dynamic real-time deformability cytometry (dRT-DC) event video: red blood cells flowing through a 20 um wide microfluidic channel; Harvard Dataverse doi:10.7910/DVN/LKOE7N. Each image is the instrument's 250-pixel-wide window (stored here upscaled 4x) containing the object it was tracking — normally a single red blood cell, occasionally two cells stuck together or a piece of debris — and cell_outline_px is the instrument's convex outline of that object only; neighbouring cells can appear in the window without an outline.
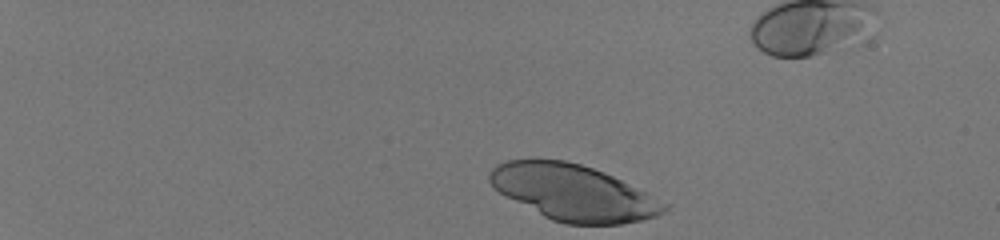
{"species": "human", "species_latin": "Homo sapiens", "temperature_condition": "room temperature", "stored_images_in_passage": 39, "camera_frame_rate_fps": 3000, "um_per_image_px": 0.085, "donor": {"sex": "male"}, "frame": {"image": 1, "passage_image": 1, "time_ms": 0.0, "image_size_px": [1000, 240], "cell_outline_px": [[668, 208], [664, 212], [656, 216], [640, 220], [620, 224], [564, 224], [552, 220], [544, 216], [492, 188], [488, 180], [488, 172], [496, 164], [508, 160], [532, 156], [564, 160], [580, 164], [604, 172], [668, 204]], "centroid_in_image_um": [48.65, 16.33], "position_along_channel_um": 36.4, "area_um2": 56.93}}
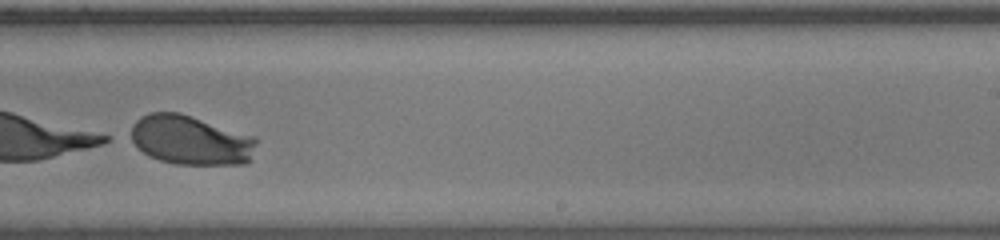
{"frame": {"image": 2, "passage_image": 28, "time_ms": 9.0, "image_size_px": [1000, 240], "cell_outline_px": [[256, 144], [248, 164], [176, 164], [160, 160], [148, 156], [136, 148], [124, 136], [132, 124], [140, 116], [148, 112], [180, 112], [256, 136]], "centroid_in_image_um": [16.11, 11.89], "position_along_channel_um": 272.9, "area_um2": 37.11}}
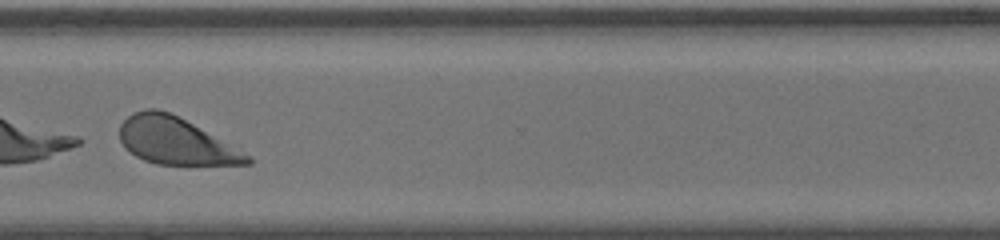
{"frame": {"image": 3, "passage_image": 34, "time_ms": 11.0, "image_size_px": [1000, 240], "cell_outline_px": [[252, 164], [156, 164], [144, 160], [136, 156], [124, 148], [120, 140], [120, 124], [132, 112], [148, 108], [156, 108], [168, 112], [192, 124], [248, 156], [252, 160]], "centroid_in_image_um": [14.81, 11.97], "position_along_channel_um": 355.8, "area_um2": 33.87}}